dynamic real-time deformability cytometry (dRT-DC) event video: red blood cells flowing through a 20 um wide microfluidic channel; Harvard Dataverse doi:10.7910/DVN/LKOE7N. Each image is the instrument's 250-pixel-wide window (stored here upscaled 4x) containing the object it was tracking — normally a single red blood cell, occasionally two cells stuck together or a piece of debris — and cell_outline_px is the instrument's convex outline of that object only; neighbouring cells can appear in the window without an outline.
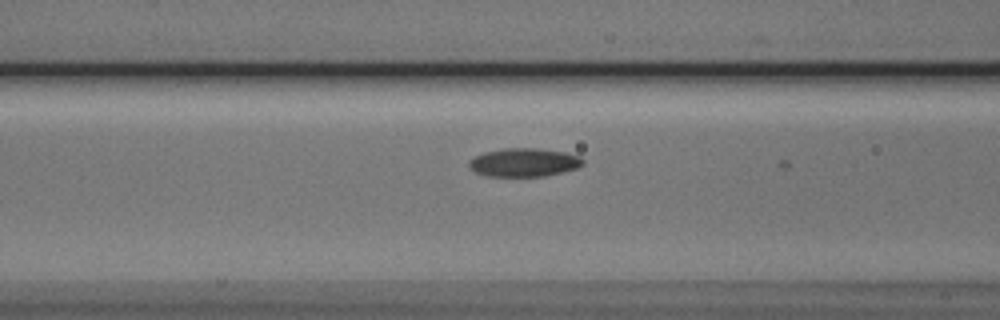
{"species": "Egyptian fruit bat (a non-hibernating species)", "species_latin": "Rousettus aegyptiacus", "temperature_condition": "cold", "stored_images_in_passage": 7, "segment_of_instrument_passage": [2, 2], "camera_frame_rate_fps": 3000, "um_per_image_px": 0.085, "animal": {"sex": "male"}, "frame": {"image": 1, "passage_image": 7, "time_ms": 7.667, "image_size_px": [1000, 320], "cell_outline_px": [[584, 164], [576, 168], [564, 172], [544, 176], [484, 176], [476, 172], [468, 164], [468, 160], [484, 152], [504, 148], [536, 148], [564, 152], [580, 156], [584, 160]], "centroid_in_image_um": [44.55, 13.8], "position_along_channel_um": 122.0, "area_um2": 18.9}}